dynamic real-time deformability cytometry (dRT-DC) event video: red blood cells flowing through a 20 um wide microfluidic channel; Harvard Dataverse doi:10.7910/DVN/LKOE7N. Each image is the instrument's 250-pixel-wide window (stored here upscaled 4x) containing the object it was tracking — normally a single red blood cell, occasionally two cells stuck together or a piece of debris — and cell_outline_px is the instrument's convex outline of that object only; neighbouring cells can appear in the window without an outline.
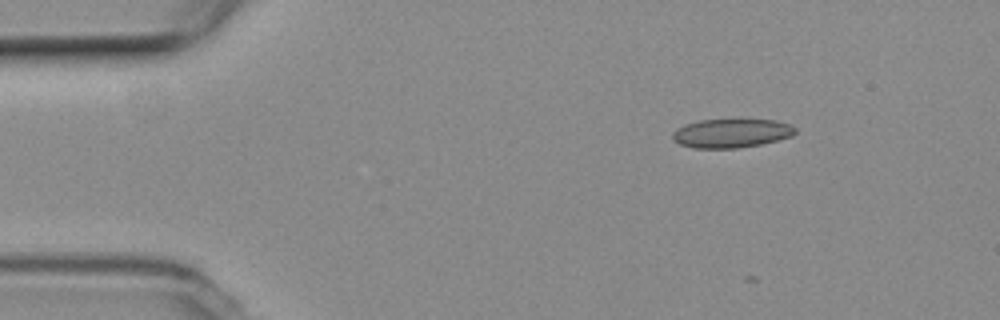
{"species": "common noctule bat (a hibernating species)", "species_latin": "Nyctalus noctula", "temperature_condition": "room temperature", "stored_images_in_passage": 10, "camera_frame_rate_fps": 3000, "um_per_image_px": 0.085, "animal": {"sex": "female", "body_mass_g": 19.3, "forearm_length_mm": 54.1}, "frame": {"image": 1, "passage_image": 2, "time_ms": 0.333, "image_size_px": [1000, 320], "cell_outline_px": [[796, 132], [792, 136], [760, 144], [736, 148], [692, 148], [680, 144], [672, 140], [672, 132], [676, 128], [684, 124], [700, 120], [776, 120], [788, 124], [796, 128]], "centroid_in_image_um": [62.11, 11.32], "position_along_channel_um": 22.9, "area_um2": 20.58}}